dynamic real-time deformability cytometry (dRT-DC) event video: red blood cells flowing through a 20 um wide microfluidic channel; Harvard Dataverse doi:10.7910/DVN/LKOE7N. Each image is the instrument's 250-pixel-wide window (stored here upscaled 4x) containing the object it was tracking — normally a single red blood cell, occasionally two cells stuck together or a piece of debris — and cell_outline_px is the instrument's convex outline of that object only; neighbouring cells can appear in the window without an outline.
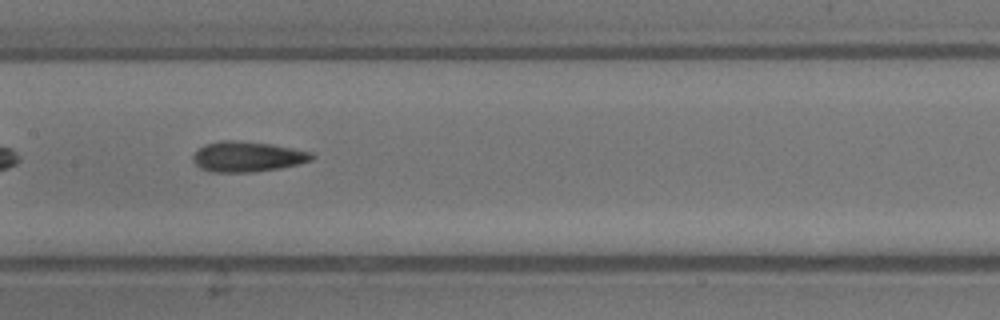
{"species": "common noctule bat (a hibernating species)", "species_latin": "Nyctalus noctula", "temperature_condition": "warm", "stored_images_in_passage": 22, "camera_frame_rate_fps": 3000, "um_per_image_px": 0.085, "animal": {"sex": "male", "body_mass_g": 13.3}, "frame": {"image": 1, "passage_image": 7, "time_ms": 2.0, "image_size_px": [1000, 320], "cell_outline_px": [[316, 156], [312, 160], [280, 168], [252, 172], [212, 172], [200, 168], [192, 160], [192, 156], [204, 144], [220, 140], [240, 140], [272, 144], [312, 152]], "centroid_in_image_um": [21.02, 13.3], "position_along_channel_um": 186.4, "area_um2": 21.1}}
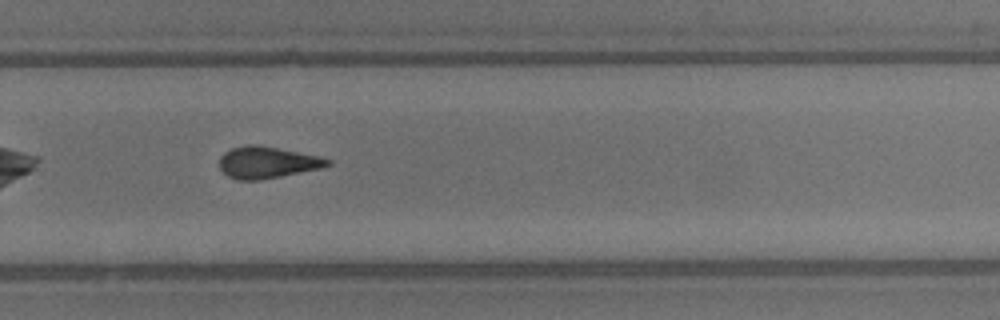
{"frame": {"image": 2, "passage_image": 13, "time_ms": 4.0, "image_size_px": [1000, 320], "cell_outline_px": [[332, 164], [320, 168], [260, 180], [240, 180], [228, 176], [220, 168], [220, 156], [224, 152], [232, 148], [248, 144], [256, 144], [320, 156], [332, 160]], "centroid_in_image_um": [22.71, 13.8], "position_along_channel_um": 307.1, "area_um2": 19.83}}